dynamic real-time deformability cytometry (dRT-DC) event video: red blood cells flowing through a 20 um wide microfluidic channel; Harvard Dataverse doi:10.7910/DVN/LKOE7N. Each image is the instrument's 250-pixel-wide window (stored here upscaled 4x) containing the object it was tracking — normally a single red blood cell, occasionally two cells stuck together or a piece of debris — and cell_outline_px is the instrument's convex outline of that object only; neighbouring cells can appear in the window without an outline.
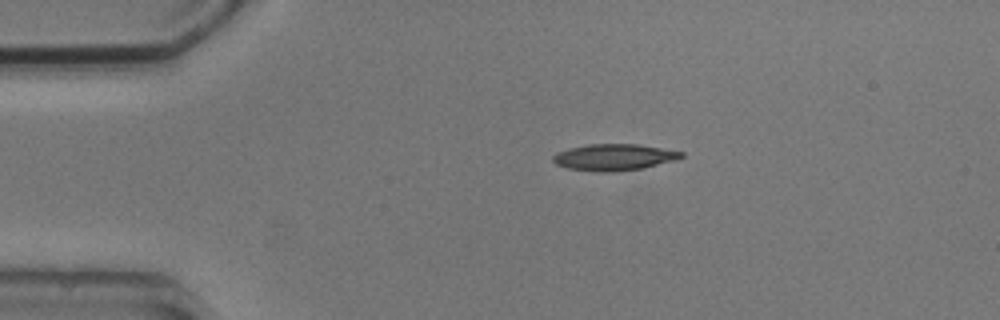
{"species": "common noctule bat (a hibernating species)", "species_latin": "Nyctalus noctula", "temperature_condition": "cold", "stored_images_in_passage": 3, "camera_frame_rate_fps": 3000, "um_per_image_px": 0.085, "animal": {"sex": "male", "body_mass_g": 20.5, "forearm_length_mm": 52.5}, "frame": {"image": 1, "passage_image": 1, "time_ms": 0.0, "image_size_px": [1000, 320], "cell_outline_px": [[684, 156], [676, 160], [644, 168], [612, 172], [600, 172], [568, 168], [556, 164], [552, 160], [552, 156], [556, 152], [568, 148], [588, 144], [636, 144], [684, 152]], "centroid_in_image_um": [52.18, 13.36], "position_along_channel_um": 32.8, "area_um2": 19.83}}
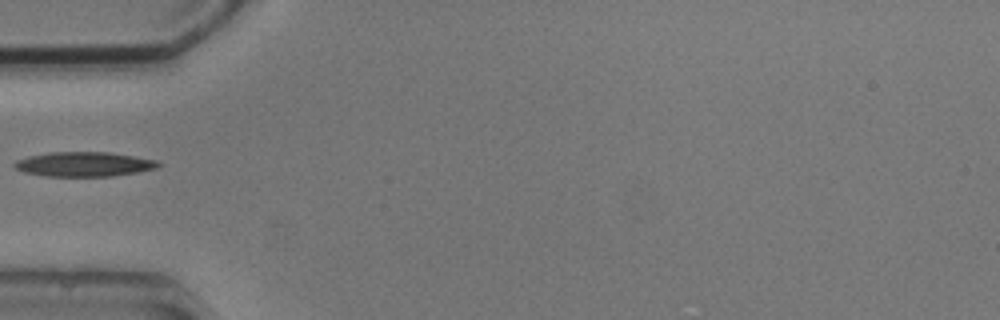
{"frame": {"image": 2, "passage_image": 3, "time_ms": 2.333, "image_size_px": [1000, 320], "cell_outline_px": [[164, 164], [156, 168], [136, 172], [112, 176], [44, 176], [24, 172], [16, 168], [12, 164], [16, 160], [28, 156], [52, 152], [108, 152], [156, 160]], "centroid_in_image_um": [7.13, 13.96], "position_along_channel_um": 77.9, "area_um2": 20.52}}